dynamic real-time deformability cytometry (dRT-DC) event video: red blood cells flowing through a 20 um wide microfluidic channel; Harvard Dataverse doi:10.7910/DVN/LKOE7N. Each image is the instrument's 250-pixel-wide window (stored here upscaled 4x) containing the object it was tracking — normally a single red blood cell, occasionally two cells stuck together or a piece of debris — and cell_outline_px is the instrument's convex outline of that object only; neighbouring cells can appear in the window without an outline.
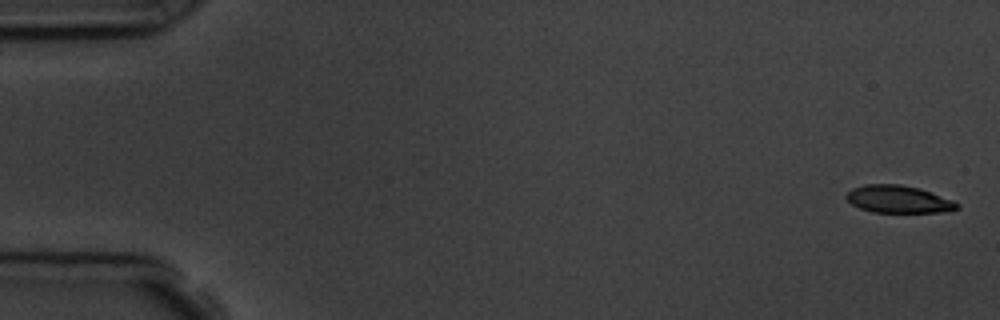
{"species": "common noctule bat (a hibernating species)", "species_latin": "Nyctalus noctula", "temperature_condition": "room temperature", "stored_images_in_passage": 5, "camera_frame_rate_fps": 3000, "um_per_image_px": 0.085, "animal": {"sex": "male", "body_mass_g": 19.5, "forearm_length_mm": 54.6}, "frame": {"image": 1, "passage_image": 1, "time_ms": 0.0, "image_size_px": [1000, 320], "cell_outline_px": [[960, 208], [952, 212], [872, 212], [860, 208], [852, 204], [844, 196], [852, 188], [864, 184], [900, 184], [920, 188], [952, 200], [960, 204]], "centroid_in_image_um": [76.39, 16.94], "position_along_channel_um": 8.6, "area_um2": 17.86}}
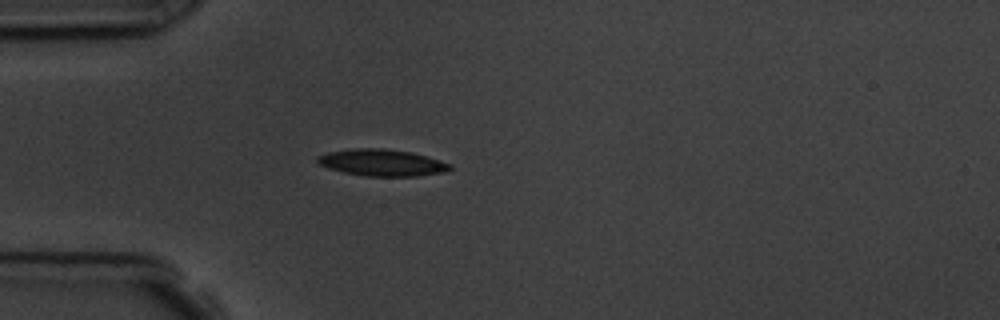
{"frame": {"image": 2, "passage_image": 5, "time_ms": 4.667, "image_size_px": [1000, 320], "cell_outline_px": [[452, 168], [444, 172], [416, 176], [364, 176], [344, 172], [328, 168], [320, 164], [316, 160], [316, 156], [328, 152], [352, 148], [384, 148], [412, 152], [452, 164]], "centroid_in_image_um": [32.45, 13.82], "position_along_channel_um": 52.6, "area_um2": 20.63}}